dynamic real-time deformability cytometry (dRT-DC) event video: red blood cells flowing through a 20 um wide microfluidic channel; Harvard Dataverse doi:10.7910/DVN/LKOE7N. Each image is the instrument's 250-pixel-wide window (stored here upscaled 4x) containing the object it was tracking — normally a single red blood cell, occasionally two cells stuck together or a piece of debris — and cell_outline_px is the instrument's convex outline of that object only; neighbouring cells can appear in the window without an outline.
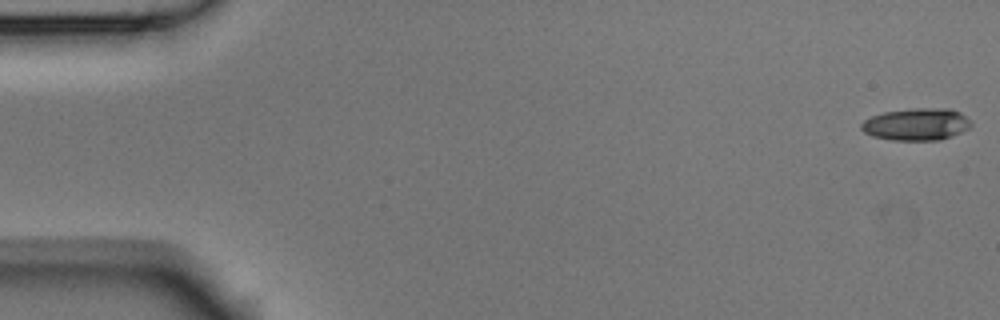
{"species": "Egyptian fruit bat (a non-hibernating species)", "species_latin": "Rousettus aegyptiacus", "temperature_condition": "room temperature", "stored_images_in_passage": 6, "segment_of_instrument_passage": [1, 2], "camera_frame_rate_fps": 3000, "um_per_image_px": 0.085, "animal": {"sex": "male"}, "frame": {"image": 1, "passage_image": 1, "time_ms": 0.0, "image_size_px": [1000, 320], "cell_outline_px": [[972, 124], [968, 128], [952, 136], [940, 140], [892, 140], [872, 136], [864, 132], [860, 128], [860, 124], [864, 120], [872, 116], [884, 112], [912, 108], [952, 108], [960, 112], [972, 120]], "centroid_in_image_um": [77.91, 10.55], "position_along_channel_um": 7.1, "area_um2": 20.75}}
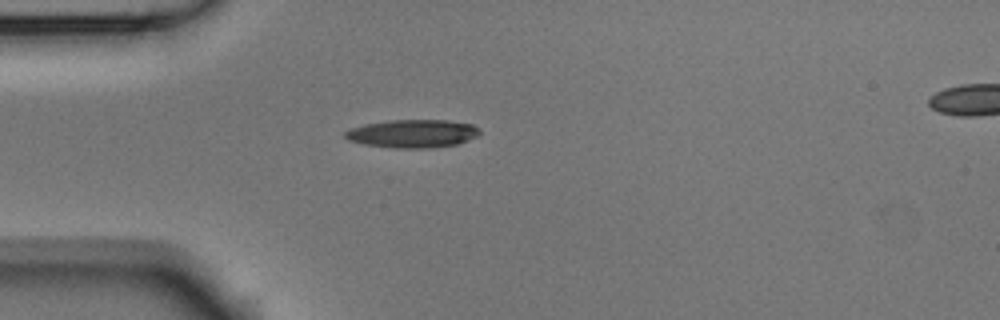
{"frame": {"image": 2, "passage_image": 5, "time_ms": 1.333, "image_size_px": [1000, 320], "cell_outline_px": [[480, 132], [476, 136], [468, 140], [456, 144], [428, 148], [396, 148], [364, 144], [348, 140], [344, 136], [344, 132], [352, 128], [364, 124], [388, 120], [448, 120], [472, 124], [480, 128]], "centroid_in_image_um": [35.07, 11.35], "position_along_channel_um": 49.9, "area_um2": 22.02}}